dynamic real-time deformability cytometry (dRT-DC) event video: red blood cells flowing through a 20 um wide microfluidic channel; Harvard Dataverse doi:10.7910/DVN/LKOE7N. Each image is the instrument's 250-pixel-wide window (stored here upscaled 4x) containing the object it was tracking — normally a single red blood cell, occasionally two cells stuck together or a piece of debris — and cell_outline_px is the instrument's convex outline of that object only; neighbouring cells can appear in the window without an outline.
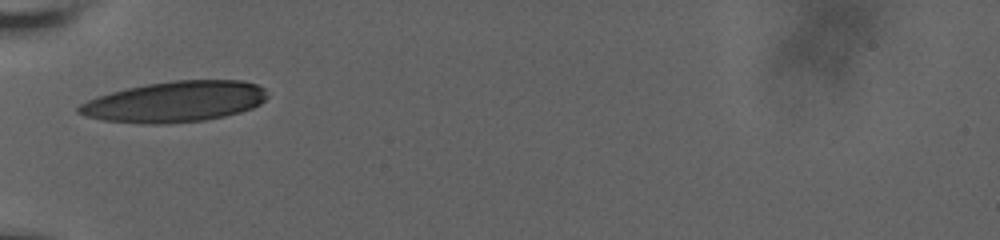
{"species": "human", "species_latin": "Homo sapiens", "temperature_condition": "room temperature", "stored_images_in_passage": 45, "camera_frame_rate_fps": 3000, "um_per_image_px": 0.085, "donor": {"sex": "male"}, "frame": {"image": 1, "passage_image": 1, "time_ms": 0.0, "image_size_px": [1000, 240], "cell_outline_px": [[268, 96], [260, 104], [252, 108], [240, 112], [224, 116], [204, 120], [164, 124], [148, 124], [104, 120], [84, 116], [76, 112], [76, 108], [80, 104], [88, 100], [112, 92], [128, 88], [148, 84], [172, 80], [244, 80], [256, 84], [264, 88]], "centroid_in_image_um": [14.88, 8.64], "position_along_channel_um": 70.1, "area_um2": 44.68}}
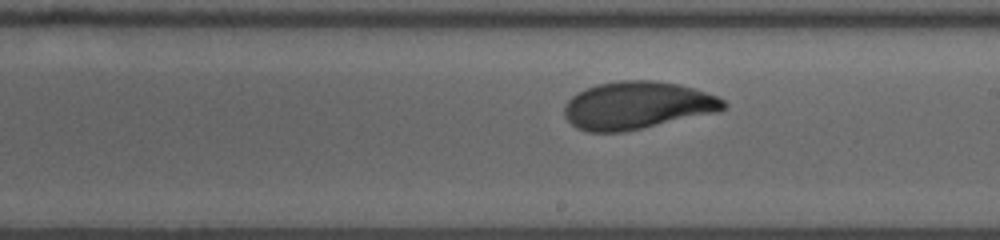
{"frame": {"image": 2, "passage_image": 26, "time_ms": 4.667, "image_size_px": [1000, 240], "cell_outline_px": [[728, 104], [720, 112], [624, 132], [588, 132], [576, 128], [564, 116], [564, 104], [572, 96], [596, 84], [620, 80], [652, 80], [676, 84], [696, 88], [716, 96], [724, 100]], "centroid_in_image_um": [54.18, 8.97], "position_along_channel_um": 234.8, "area_um2": 44.39}}
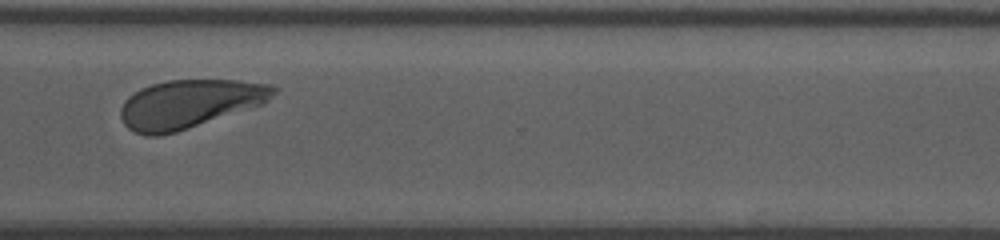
{"frame": {"image": 3, "passage_image": 44, "time_ms": 8.0, "image_size_px": [1000, 240], "cell_outline_px": [[276, 92], [264, 104], [176, 132], [160, 136], [144, 136], [128, 128], [124, 124], [120, 116], [120, 108], [124, 100], [128, 96], [140, 88], [152, 84], [168, 80], [236, 80], [268, 84], [276, 88]], "centroid_in_image_um": [16.07, 8.83], "position_along_channel_um": 354.5, "area_um2": 43.12}}